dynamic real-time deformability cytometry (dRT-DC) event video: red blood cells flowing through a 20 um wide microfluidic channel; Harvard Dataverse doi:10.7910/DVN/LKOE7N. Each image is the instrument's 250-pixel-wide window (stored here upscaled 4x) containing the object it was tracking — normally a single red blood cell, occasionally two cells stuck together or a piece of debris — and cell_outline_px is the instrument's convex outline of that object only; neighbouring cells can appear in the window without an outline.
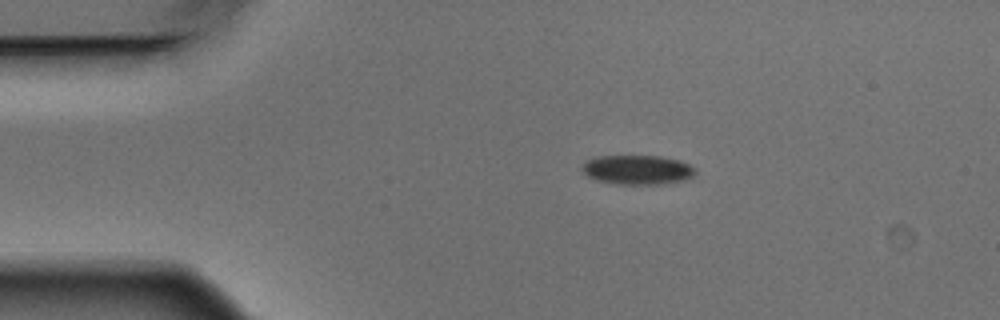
{"species": "Egyptian fruit bat (a non-hibernating species)", "species_latin": "Rousettus aegyptiacus", "temperature_condition": "warm", "stored_images_in_passage": 2, "camera_frame_rate_fps": 3000, "um_per_image_px": 0.085, "animal": {"sex": "male"}, "frame": {"image": 1, "passage_image": 1, "time_ms": 0.0, "image_size_px": [1000, 320], "cell_outline_px": [[696, 172], [692, 176], [680, 180], [656, 184], [616, 184], [596, 180], [588, 176], [580, 168], [584, 160], [596, 156], [660, 156], [680, 160], [696, 168]], "centroid_in_image_um": [54.12, 14.41], "position_along_channel_um": 30.9, "area_um2": 19.36}}